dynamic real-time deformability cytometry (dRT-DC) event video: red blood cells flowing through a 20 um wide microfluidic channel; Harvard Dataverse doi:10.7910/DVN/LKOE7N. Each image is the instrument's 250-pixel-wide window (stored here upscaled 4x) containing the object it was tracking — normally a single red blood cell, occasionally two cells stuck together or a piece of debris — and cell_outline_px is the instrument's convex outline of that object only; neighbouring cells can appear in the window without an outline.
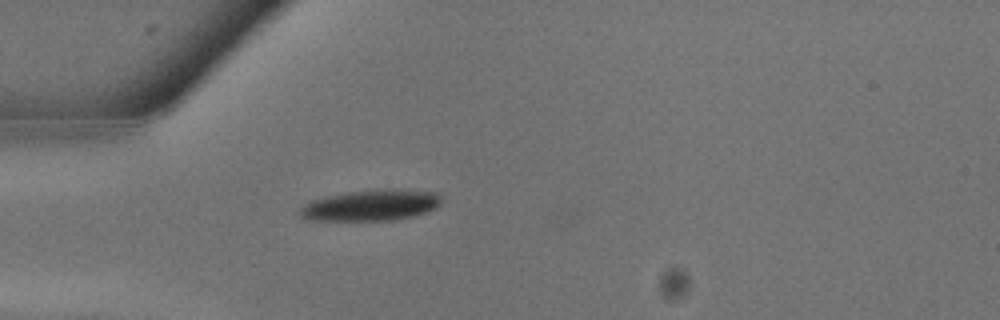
{"species": "common noctule bat (a hibernating species)", "species_latin": "Nyctalus noctula", "temperature_condition": "warm", "stored_images_in_passage": 4, "camera_frame_rate_fps": 3000, "um_per_image_px": 0.085, "animal": {"sex": "male", "body_mass_g": 13.3}, "frame": {"image": 1, "passage_image": 2, "time_ms": 0.333, "image_size_px": [1000, 320], "cell_outline_px": [[440, 204], [436, 208], [428, 212], [416, 216], [392, 220], [304, 220], [296, 212], [304, 204], [312, 200], [324, 196], [348, 192], [440, 192]], "centroid_in_image_um": [31.44, 17.51], "position_along_channel_um": 53.6, "area_um2": 24.68}}
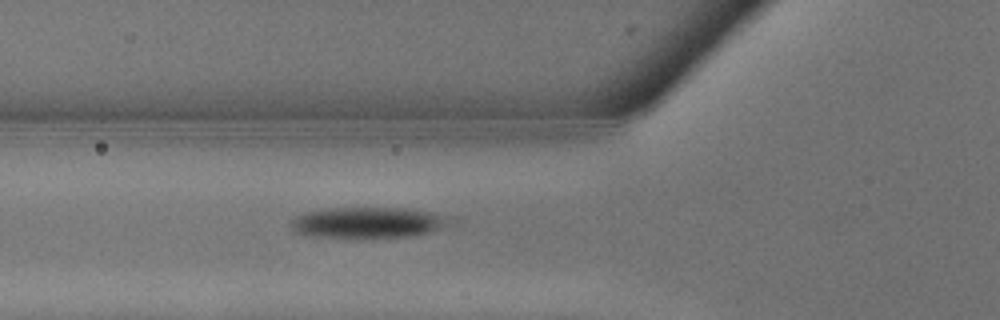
{"frame": {"image": 2, "passage_image": 4, "time_ms": 1.0, "image_size_px": [1000, 320], "cell_outline_px": [[456, 224], [448, 228], [412, 236], [300, 236], [292, 228], [292, 220], [296, 216], [304, 212], [328, 208], [408, 208], [436, 212], [456, 216]], "centroid_in_image_um": [31.48, 18.89], "position_along_channel_um": 94.3, "area_um2": 29.07}}